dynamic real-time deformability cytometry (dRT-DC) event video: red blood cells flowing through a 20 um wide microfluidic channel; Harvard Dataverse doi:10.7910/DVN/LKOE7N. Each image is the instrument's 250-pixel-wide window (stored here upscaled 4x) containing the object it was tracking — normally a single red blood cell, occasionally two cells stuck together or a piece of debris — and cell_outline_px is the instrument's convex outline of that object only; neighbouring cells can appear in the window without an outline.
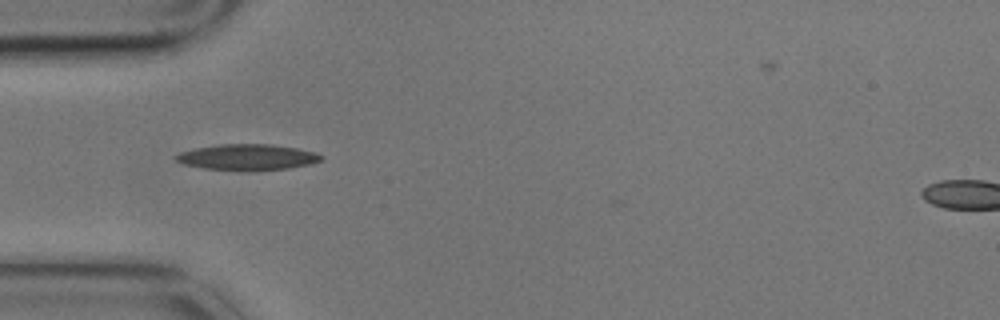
{"species": "common noctule bat (a hibernating species)", "species_latin": "Nyctalus noctula", "temperature_condition": "cold", "stored_images_in_passage": 4, "camera_frame_rate_fps": 3000, "um_per_image_px": 0.085, "animal": {"sex": "male", "body_mass_g": 17.9}, "frame": {"image": 1, "passage_image": 3, "time_ms": 0.667, "image_size_px": [1000, 320], "cell_outline_px": [[324, 160], [312, 164], [288, 168], [248, 172], [240, 172], [204, 168], [184, 164], [176, 160], [176, 156], [180, 152], [196, 148], [220, 144], [272, 144], [296, 148], [316, 152], [324, 156]], "centroid_in_image_um": [21.09, 13.38], "position_along_channel_um": 63.9, "area_um2": 22.37}}